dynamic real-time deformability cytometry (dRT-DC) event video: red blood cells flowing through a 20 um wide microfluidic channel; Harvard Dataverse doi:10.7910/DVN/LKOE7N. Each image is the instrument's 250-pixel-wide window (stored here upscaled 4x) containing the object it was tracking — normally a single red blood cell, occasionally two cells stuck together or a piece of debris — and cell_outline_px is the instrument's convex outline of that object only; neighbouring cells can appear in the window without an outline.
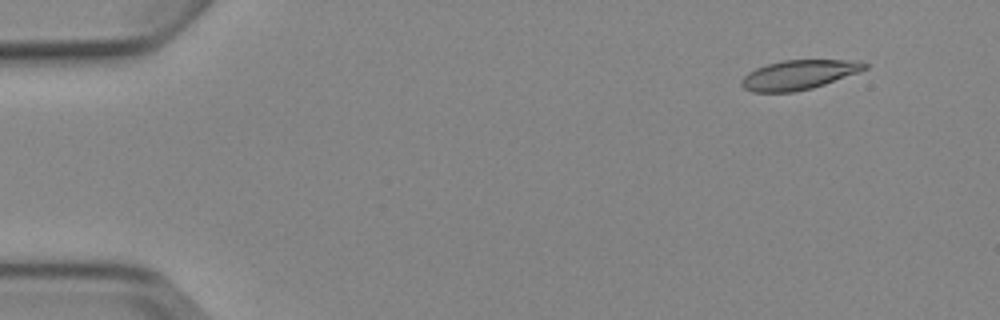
{"species": "Egyptian fruit bat (a non-hibernating species)", "species_latin": "Rousettus aegyptiacus", "temperature_condition": "cold", "stored_images_in_passage": 5, "camera_frame_rate_fps": 3000, "um_per_image_px": 0.085, "animal": {"sex": "female"}, "frame": {"image": 1, "passage_image": 2, "time_ms": 1.0, "image_size_px": [1000, 320], "cell_outline_px": [[868, 68], [860, 72], [812, 88], [792, 92], [752, 92], [744, 88], [740, 84], [740, 80], [748, 72], [756, 68], [768, 64], [784, 60], [860, 60], [868, 64]], "centroid_in_image_um": [67.91, 6.35], "position_along_channel_um": 17.1, "area_um2": 21.21}}